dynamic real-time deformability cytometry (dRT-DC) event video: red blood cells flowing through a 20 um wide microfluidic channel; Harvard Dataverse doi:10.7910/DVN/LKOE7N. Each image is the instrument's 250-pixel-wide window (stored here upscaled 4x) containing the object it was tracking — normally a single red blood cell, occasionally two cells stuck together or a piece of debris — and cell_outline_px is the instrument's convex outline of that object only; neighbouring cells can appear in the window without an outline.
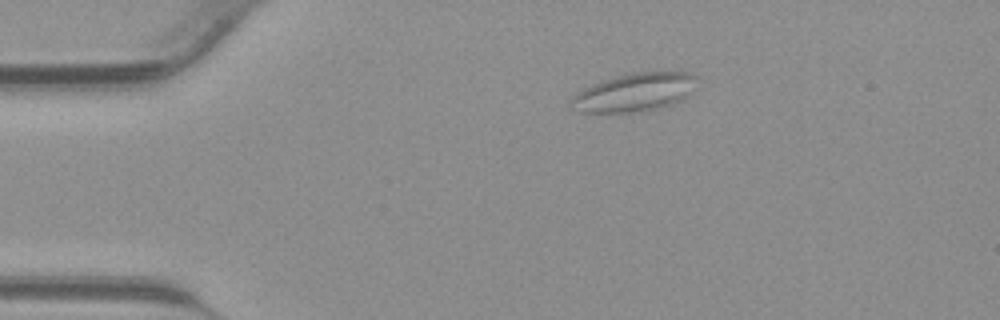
{"species": "common noctule bat (a hibernating species)", "species_latin": "Nyctalus noctula", "temperature_condition": "warm", "stored_images_in_passage": 36, "camera_frame_rate_fps": 3000, "um_per_image_px": 0.085, "animal": {"sex": "male", "body_mass_g": 23.1, "forearm_length_mm": 52.7}, "frame": {"image": 1, "passage_image": 1, "time_ms": 0.0, "image_size_px": [1000, 320], "cell_outline_px": [[700, 76], [688, 96], [684, 100], [660, 108], [632, 112], [580, 112], [568, 100], [576, 92], [592, 84], [616, 76], [636, 72], [688, 72]], "centroid_in_image_um": [53.98, 7.84], "position_along_channel_um": 31.0, "area_um2": 28.09}}
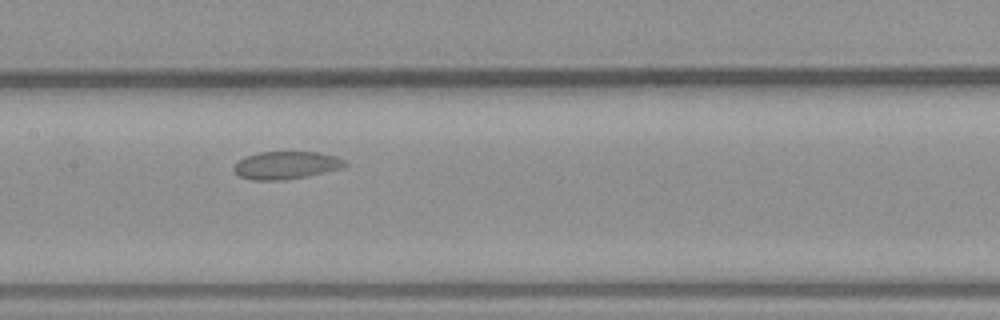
{"frame": {"image": 2, "passage_image": 14, "time_ms": 4.333, "image_size_px": [1000, 320], "cell_outline_px": [[348, 164], [344, 168], [308, 176], [284, 180], [252, 180], [240, 176], [232, 168], [244, 156], [260, 152], [316, 152], [336, 156], [344, 160]], "centroid_in_image_um": [24.35, 14.04], "position_along_channel_um": 183.1, "area_um2": 17.98}}
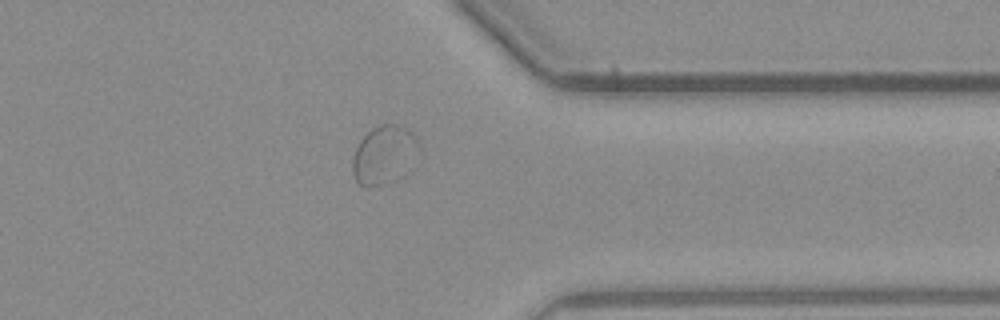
{"frame": {"image": 3, "passage_image": 27, "time_ms": 8.667, "image_size_px": [1000, 320], "cell_outline_px": [[420, 148], [380, 184], [368, 188], [364, 188], [356, 180], [352, 172], [352, 156], [360, 140], [372, 128], [384, 124], [396, 124], [408, 128], [412, 132]], "centroid_in_image_um": [32.49, 13.05], "position_along_channel_um": 378.9, "area_um2": 20.63}}